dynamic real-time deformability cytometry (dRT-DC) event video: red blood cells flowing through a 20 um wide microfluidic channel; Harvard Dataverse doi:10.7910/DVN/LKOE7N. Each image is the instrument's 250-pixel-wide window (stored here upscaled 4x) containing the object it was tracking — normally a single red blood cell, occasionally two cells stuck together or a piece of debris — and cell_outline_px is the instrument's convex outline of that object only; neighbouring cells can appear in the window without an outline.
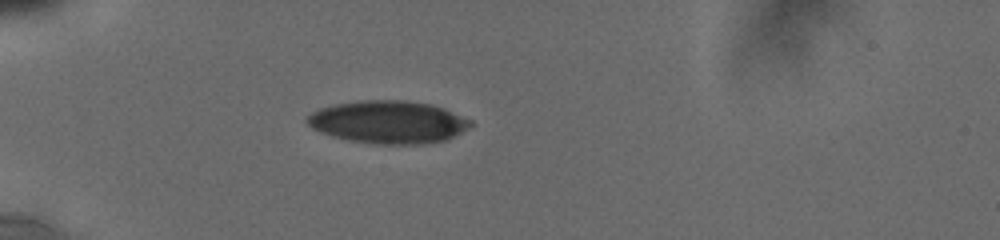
{"species": "human", "species_latin": "Homo sapiens", "temperature_condition": "cold", "stored_images_in_passage": 12, "camera_frame_rate_fps": 3000, "um_per_image_px": 0.085, "donor": {"sex": "male"}, "frame": {"image": 1, "passage_image": 1, "time_ms": 0.0, "image_size_px": [1000, 240], "cell_outline_px": [[472, 124], [468, 128], [444, 140], [424, 144], [372, 144], [348, 140], [332, 136], [320, 132], [312, 128], [304, 120], [304, 116], [316, 108], [332, 104], [356, 100], [404, 100], [432, 104], [444, 108], [472, 120]], "centroid_in_image_um": [32.92, 10.36], "position_along_channel_um": 52.1, "area_um2": 41.15}}
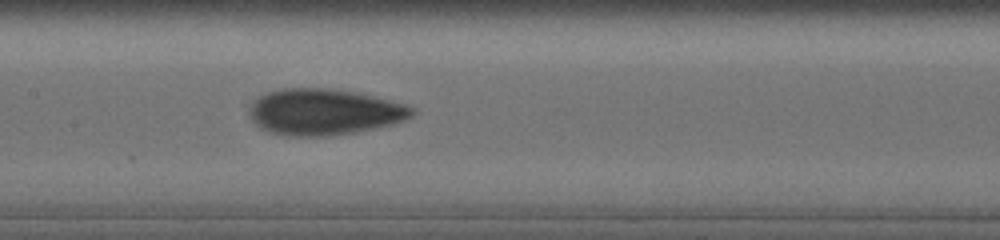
{"frame": {"image": 2, "passage_image": 9, "time_ms": 4.0, "image_size_px": [1000, 240], "cell_outline_px": [[416, 112], [412, 116], [404, 120], [392, 124], [352, 132], [328, 136], [284, 136], [260, 128], [248, 116], [248, 108], [260, 96], [268, 92], [284, 88], [324, 88], [356, 92], [404, 104], [412, 108]], "centroid_in_image_um": [27.51, 9.52], "position_along_channel_um": 179.9, "area_um2": 43.41}}
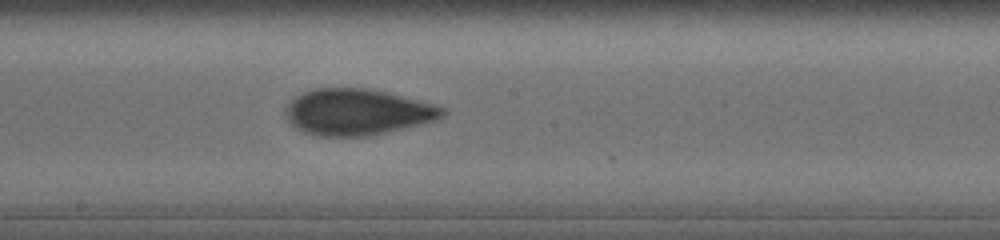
{"frame": {"image": 3, "passage_image": 12, "time_ms": 5.0, "image_size_px": [1000, 240], "cell_outline_px": [[448, 112], [444, 116], [436, 120], [420, 124], [368, 136], [320, 136], [304, 132], [296, 128], [284, 116], [284, 108], [296, 96], [304, 92], [316, 88], [364, 88], [384, 92], [432, 104], [444, 108]], "centroid_in_image_um": [30.33, 9.53], "position_along_channel_um": 217.9, "area_um2": 41.85}}